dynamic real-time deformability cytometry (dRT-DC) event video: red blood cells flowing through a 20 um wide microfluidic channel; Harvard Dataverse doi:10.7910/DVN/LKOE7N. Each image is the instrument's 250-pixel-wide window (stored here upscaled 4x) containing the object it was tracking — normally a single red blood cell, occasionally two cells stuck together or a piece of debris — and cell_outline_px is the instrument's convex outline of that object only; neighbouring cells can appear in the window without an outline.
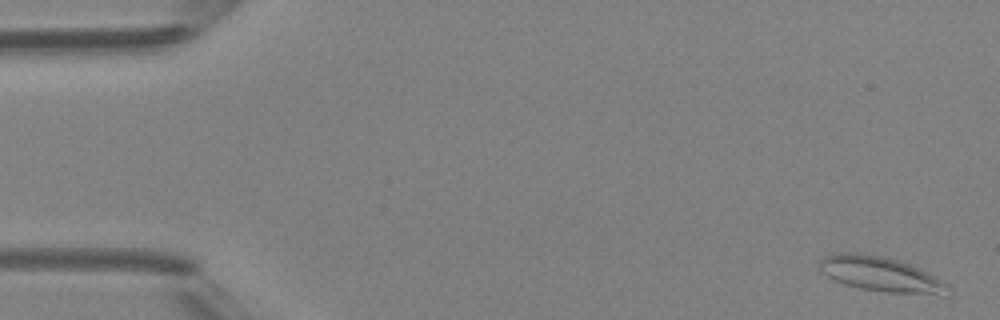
{"species": "Egyptian fruit bat (a non-hibernating species)", "species_latin": "Rousettus aegyptiacus", "temperature_condition": "room temperature", "stored_images_in_passage": 5, "camera_frame_rate_fps": 3000, "um_per_image_px": 0.085, "animal": {"sex": "female"}, "frame": {"image": 1, "passage_image": 1, "time_ms": 0.0, "image_size_px": [1000, 320], "cell_outline_px": [[952, 288], [932, 292], [888, 292], [860, 288], [844, 284], [820, 272], [820, 260], [824, 256], [840, 252], [856, 252], [880, 256], [900, 260], [920, 268], [948, 284]], "centroid_in_image_um": [74.72, 23.24], "position_along_channel_um": 10.3, "area_um2": 25.14}}